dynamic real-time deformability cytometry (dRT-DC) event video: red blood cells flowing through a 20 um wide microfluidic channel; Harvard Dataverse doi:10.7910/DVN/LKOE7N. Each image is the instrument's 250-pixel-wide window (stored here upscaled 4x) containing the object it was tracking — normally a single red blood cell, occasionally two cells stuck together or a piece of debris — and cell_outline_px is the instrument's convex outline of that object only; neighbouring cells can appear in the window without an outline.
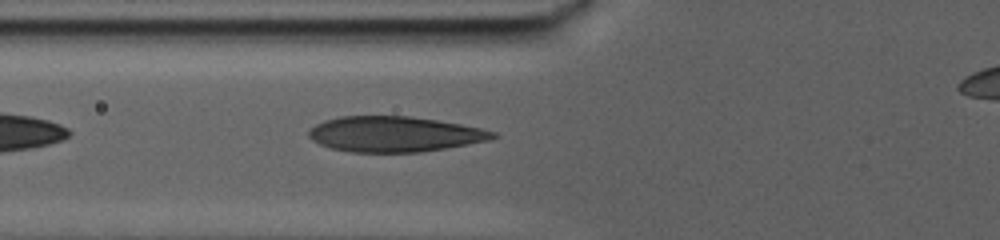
{"species": "human", "species_latin": "Homo sapiens", "temperature_condition": "warm", "stored_images_in_passage": 13, "camera_frame_rate_fps": 3000, "um_per_image_px": 0.085, "donor": {"sex": "male"}, "frame": {"image": 1, "passage_image": 4, "time_ms": 1.0, "image_size_px": [1000, 240], "cell_outline_px": [[500, 136], [488, 140], [468, 144], [420, 152], [352, 152], [332, 148], [320, 144], [312, 140], [308, 136], [308, 132], [316, 124], [324, 120], [340, 116], [412, 116], [460, 124], [480, 128], [496, 132]], "centroid_in_image_um": [33.53, 11.39], "position_along_channel_um": 92.3, "area_um2": 37.86}}
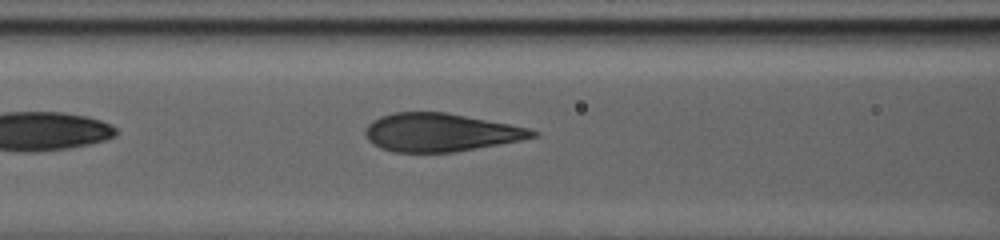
{"frame": {"image": 2, "passage_image": 8, "time_ms": 2.333, "image_size_px": [1000, 240], "cell_outline_px": [[540, 136], [520, 140], [452, 152], [392, 152], [380, 148], [372, 144], [368, 140], [364, 132], [368, 124], [372, 120], [380, 116], [396, 112], [448, 112], [528, 128], [540, 132]], "centroid_in_image_um": [37.41, 11.25], "position_along_channel_um": 129.2, "area_um2": 37.11}}